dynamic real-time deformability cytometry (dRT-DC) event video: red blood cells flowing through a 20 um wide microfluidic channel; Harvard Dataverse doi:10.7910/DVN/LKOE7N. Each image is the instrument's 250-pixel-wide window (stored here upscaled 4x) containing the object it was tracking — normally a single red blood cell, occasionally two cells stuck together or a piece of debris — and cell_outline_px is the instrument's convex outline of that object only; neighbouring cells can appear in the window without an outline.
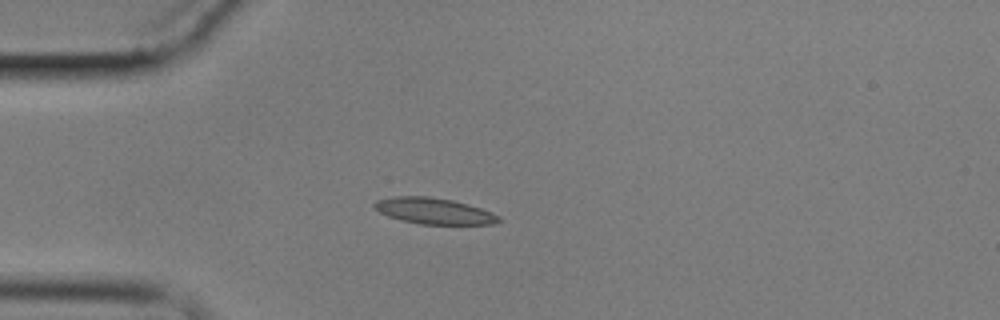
{"species": "common noctule bat (a hibernating species)", "species_latin": "Nyctalus noctula", "temperature_condition": "cold", "stored_images_in_passage": 9, "camera_frame_rate_fps": 3000, "um_per_image_px": 0.085, "animal": {"sex": "male", "body_mass_g": 17.9}, "frame": {"image": 1, "passage_image": 3, "time_ms": 2.333, "image_size_px": [1000, 320], "cell_outline_px": [[500, 220], [492, 224], [420, 224], [400, 220], [388, 216], [372, 208], [372, 204], [376, 200], [392, 196], [428, 196], [452, 200], [468, 204], [492, 212], [500, 216]], "centroid_in_image_um": [36.83, 17.92], "position_along_channel_um": 48.2, "area_um2": 19.02}}
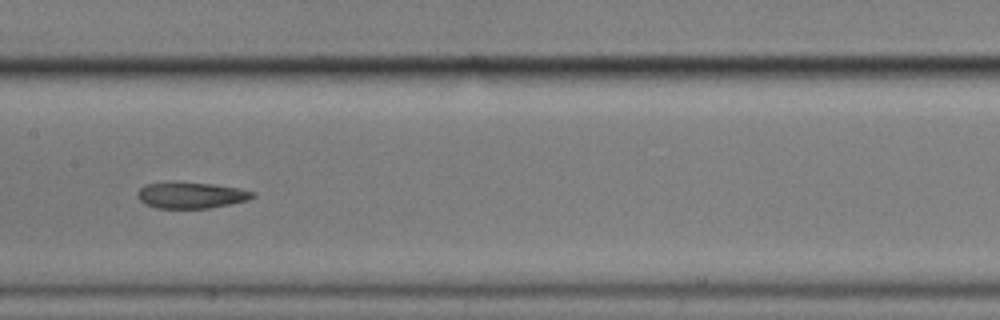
{"frame": {"image": 2, "passage_image": 7, "time_ms": 7.0, "image_size_px": [1000, 320], "cell_outline_px": [[256, 196], [248, 200], [208, 208], [156, 208], [144, 204], [136, 196], [136, 192], [144, 184], [172, 180], [176, 180], [212, 184], [236, 188], [256, 192]], "centroid_in_image_um": [16.16, 16.56], "position_along_channel_um": 191.2, "area_um2": 18.03}}
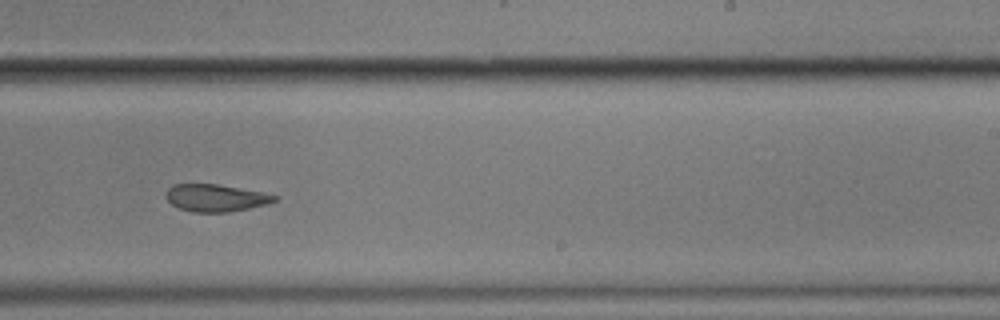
{"frame": {"image": 3, "passage_image": 9, "time_ms": 9.333, "image_size_px": [1000, 320], "cell_outline_px": [[280, 200], [268, 204], [232, 212], [192, 212], [180, 208], [172, 204], [164, 196], [168, 188], [172, 184], [216, 184], [264, 192], [276, 196]], "centroid_in_image_um": [18.36, 16.82], "position_along_channel_um": 270.6, "area_um2": 17.4}}